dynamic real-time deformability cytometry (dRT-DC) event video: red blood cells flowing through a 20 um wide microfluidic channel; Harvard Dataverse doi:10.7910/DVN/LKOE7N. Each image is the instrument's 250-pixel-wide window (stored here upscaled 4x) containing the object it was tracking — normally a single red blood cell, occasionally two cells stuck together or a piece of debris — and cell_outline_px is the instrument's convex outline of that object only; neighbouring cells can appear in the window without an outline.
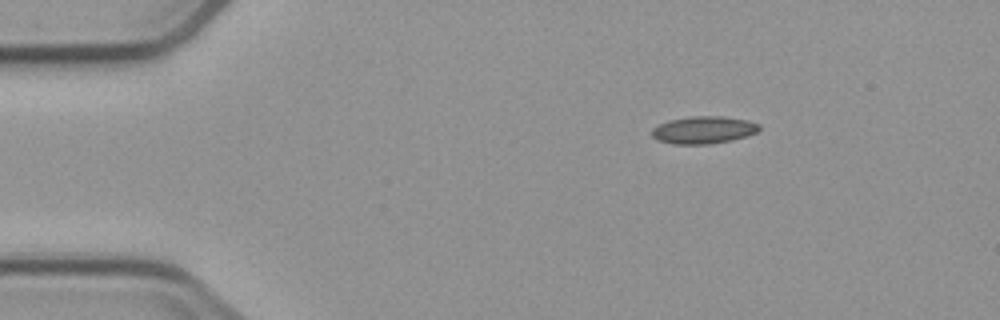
{"species": "common noctule bat (a hibernating species)", "species_latin": "Nyctalus noctula", "temperature_condition": "cold", "stored_images_in_passage": 3, "camera_frame_rate_fps": 3000, "um_per_image_px": 0.085, "animal": {"sex": "male", "body_mass_g": 23.1, "forearm_length_mm": 52.7}, "frame": {"image": 1, "passage_image": 1, "time_ms": 0.0, "image_size_px": [1000, 320], "cell_outline_px": [[760, 128], [756, 132], [748, 136], [732, 140], [708, 144], [672, 144], [656, 140], [652, 136], [652, 128], [660, 124], [672, 120], [692, 116], [724, 116], [748, 120], [760, 124]], "centroid_in_image_um": [59.82, 11.05], "position_along_channel_um": 25.2, "area_um2": 17.17}}